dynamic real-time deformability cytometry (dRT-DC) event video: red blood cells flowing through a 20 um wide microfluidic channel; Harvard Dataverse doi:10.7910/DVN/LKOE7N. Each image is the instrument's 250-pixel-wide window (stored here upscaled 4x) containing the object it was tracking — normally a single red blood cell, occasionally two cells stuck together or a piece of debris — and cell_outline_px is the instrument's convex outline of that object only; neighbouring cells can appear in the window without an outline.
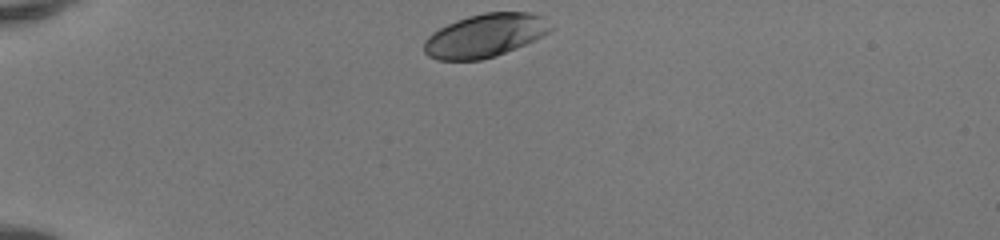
{"species": "human", "species_latin": "Homo sapiens", "temperature_condition": "room temperature", "stored_images_in_passage": 33, "camera_frame_rate_fps": 3000, "um_per_image_px": 0.085, "donor": {"sex": "female"}, "frame": {"image": 1, "passage_image": 1, "time_ms": 0.0, "image_size_px": [1000, 240], "cell_outline_px": [[552, 28], [548, 32], [516, 48], [496, 56], [480, 60], [436, 60], [428, 56], [424, 52], [424, 40], [432, 32], [456, 20], [468, 16], [484, 12], [528, 12], [544, 16]], "centroid_in_image_um": [41.19, 3.02], "position_along_channel_um": 43.8, "area_um2": 31.85}}
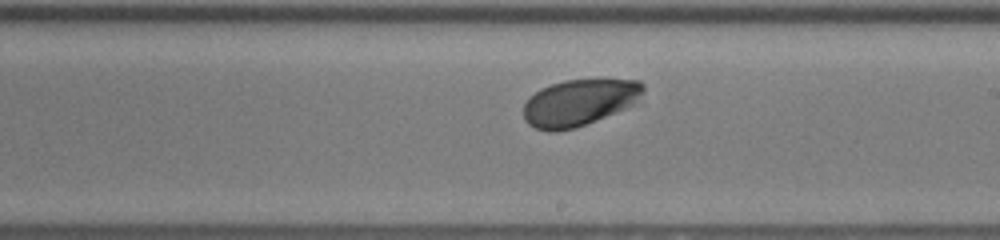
{"frame": {"image": 2, "passage_image": 19, "time_ms": 6.0, "image_size_px": [1000, 240], "cell_outline_px": [[644, 92], [632, 104], [624, 108], [576, 128], [556, 132], [548, 132], [536, 128], [528, 124], [524, 120], [524, 104], [528, 96], [540, 88], [564, 80], [640, 80], [644, 84]], "centroid_in_image_um": [49.17, 8.72], "position_along_channel_um": 239.8, "area_um2": 32.31}}
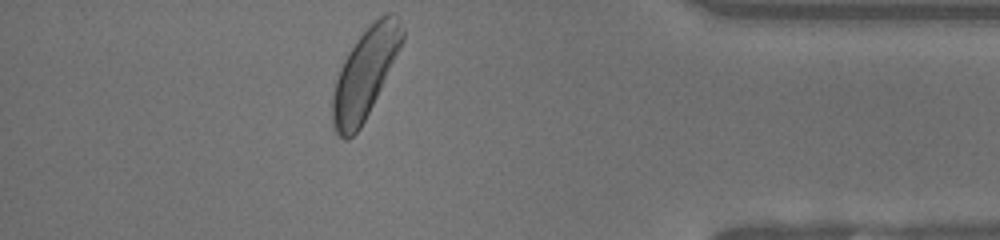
{"frame": {"image": 3, "passage_image": 33, "time_ms": 10.667, "image_size_px": [1000, 240], "cell_outline_px": [[404, 40], [360, 128], [348, 140], [344, 140], [336, 132], [332, 124], [332, 96], [336, 80], [340, 68], [348, 52], [356, 40], [380, 16], [388, 12], [392, 12], [400, 20], [404, 28]], "centroid_in_image_um": [31.01, 6.24], "position_along_channel_um": 404.2, "area_um2": 35.49}, "authors_computed_cell_mechanics": {"area_um2": 33.1194, "velocity_mm_per_s": 4.0787, "shape_relaxation_time_tau1_ms": 1.0873, "shape_relaxation_time_tau2_ms": null, "deformation_change_tau1": 0.0867, "deformation_change_tau2": null}}